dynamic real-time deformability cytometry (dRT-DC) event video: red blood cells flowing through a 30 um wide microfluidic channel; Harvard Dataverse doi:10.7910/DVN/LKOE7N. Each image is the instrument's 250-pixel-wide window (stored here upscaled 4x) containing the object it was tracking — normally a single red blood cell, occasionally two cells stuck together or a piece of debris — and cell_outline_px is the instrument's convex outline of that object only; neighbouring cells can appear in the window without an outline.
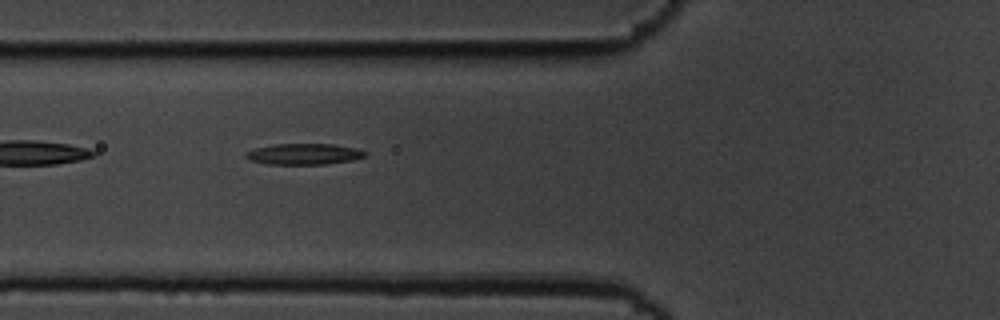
{"species": "common noctule bat (a hibernating species)", "species_latin": "Nyctalus noctula", "temperature_condition": "cold", "stored_images_in_passage": 6, "camera_frame_rate_fps": 3000, "um_per_image_px": 0.085, "animal": {"sex": "male", "body_mass_g": 19.5, "forearm_length_mm": 54.6}, "frame": {"image": 1, "passage_image": 6, "time_ms": 1.667, "image_size_px": [1000, 320], "cell_outline_px": [[368, 152], [364, 156], [352, 160], [324, 164], [268, 164], [248, 160], [244, 156], [244, 152], [256, 148], [272, 144], [332, 144], [356, 148]], "centroid_in_image_um": [25.79, 13.09], "position_along_channel_um": 100.0, "area_um2": 14.62}}